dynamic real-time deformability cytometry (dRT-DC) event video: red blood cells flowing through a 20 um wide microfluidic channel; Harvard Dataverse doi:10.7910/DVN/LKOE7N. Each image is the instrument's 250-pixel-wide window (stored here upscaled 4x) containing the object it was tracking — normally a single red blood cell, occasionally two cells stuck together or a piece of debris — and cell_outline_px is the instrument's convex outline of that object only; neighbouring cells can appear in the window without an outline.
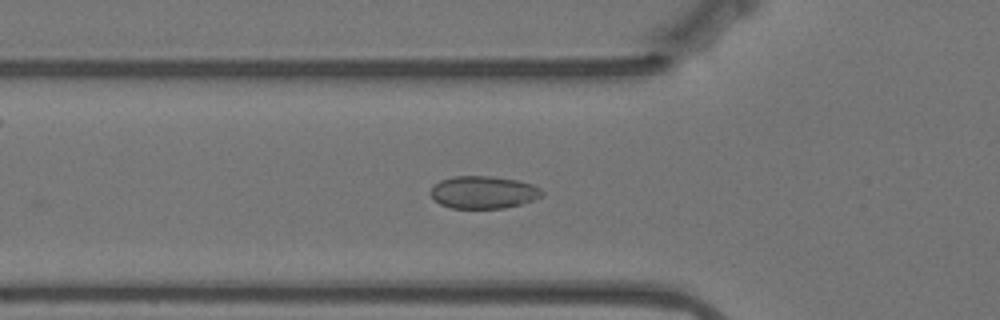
{"species": "Egyptian fruit bat (a non-hibernating species)", "species_latin": "Rousettus aegyptiacus", "temperature_condition": "warm", "stored_images_in_passage": 27, "camera_frame_rate_fps": 3000, "um_per_image_px": 0.085, "animal": {"sex": "female"}, "frame": {"image": 1, "passage_image": 4, "time_ms": 1.0, "image_size_px": [1000, 320], "cell_outline_px": [[544, 192], [540, 196], [532, 200], [520, 204], [504, 208], [452, 208], [440, 204], [428, 192], [440, 180], [452, 176], [488, 176], [516, 180], [532, 184], [540, 188]], "centroid_in_image_um": [41.07, 16.34], "position_along_channel_um": 84.7, "area_um2": 20.92}}
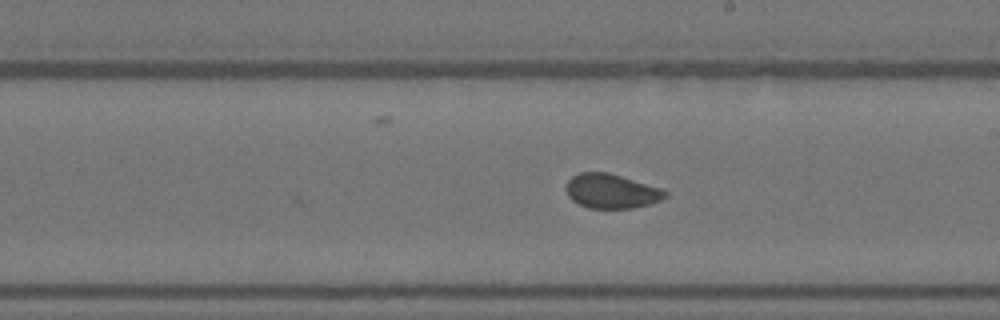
{"frame": {"image": 2, "passage_image": 17, "time_ms": 5.333, "image_size_px": [1000, 320], "cell_outline_px": [[668, 196], [652, 204], [632, 208], [588, 208], [572, 200], [568, 196], [564, 188], [568, 180], [572, 176], [580, 172], [608, 172], [660, 188], [668, 192]], "centroid_in_image_um": [51.95, 16.25], "position_along_channel_um": 237.0, "area_um2": 19.94}}
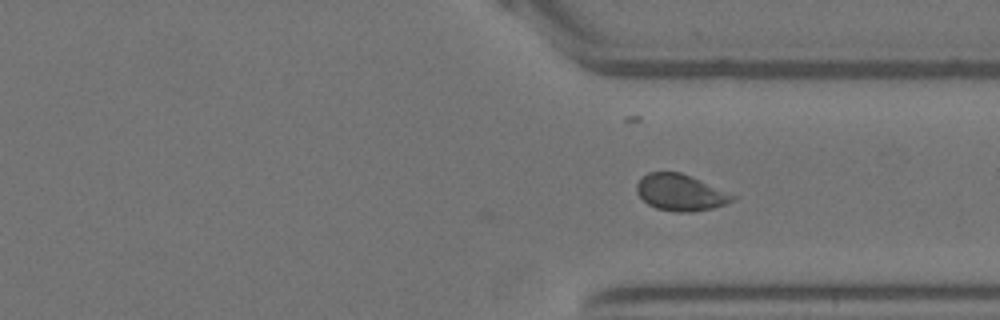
{"frame": {"image": 3, "passage_image": 27, "time_ms": 8.667, "image_size_px": [1000, 320], "cell_outline_px": [[736, 196], [732, 200], [724, 204], [712, 208], [692, 212], [676, 212], [656, 208], [648, 204], [636, 192], [636, 184], [640, 176], [648, 172], [680, 172]], "centroid_in_image_um": [57.76, 16.36], "position_along_channel_um": 353.6, "area_um2": 20.06}}